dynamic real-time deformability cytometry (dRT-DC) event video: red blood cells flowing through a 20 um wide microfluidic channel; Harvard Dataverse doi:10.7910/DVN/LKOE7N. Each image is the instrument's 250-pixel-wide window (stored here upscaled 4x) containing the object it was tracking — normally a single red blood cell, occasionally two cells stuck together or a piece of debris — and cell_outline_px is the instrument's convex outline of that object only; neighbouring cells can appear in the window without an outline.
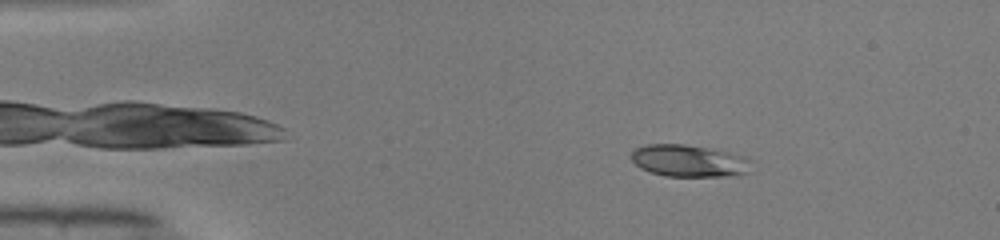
{"species": "common noctule bat (a hibernating species)", "species_latin": "Nyctalus noctula", "temperature_condition": "warm", "stored_images_in_passage": 49, "camera_frame_rate_fps": 3000, "um_per_image_px": 0.085, "animal": {"sex": "male", "body_mass_g": 19.0, "forearm_length_mm": 50.8}, "frame": {"image": 1, "passage_image": 8, "time_ms": 2.333, "image_size_px": [1000, 240], "cell_outline_px": [[752, 160], [748, 172], [736, 176], [664, 176], [648, 172], [640, 168], [632, 160], [632, 152], [636, 148], [644, 144], [684, 144], [728, 152], [744, 156]], "centroid_in_image_um": [58.56, 13.68], "position_along_channel_um": 26.4, "area_um2": 22.48}}
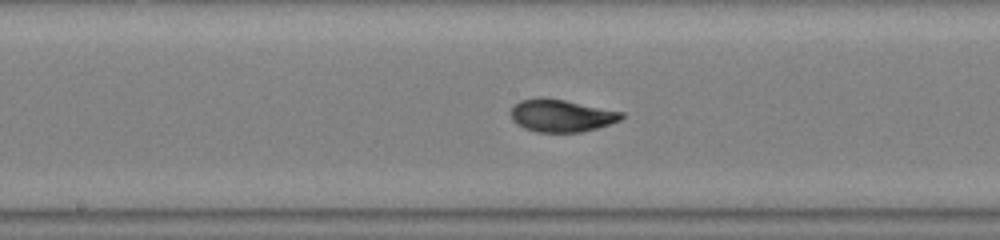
{"frame": {"image": 2, "passage_image": 26, "time_ms": 8.333, "image_size_px": [1000, 240], "cell_outline_px": [[624, 116], [620, 120], [596, 128], [580, 132], [536, 132], [524, 128], [516, 124], [512, 120], [512, 108], [520, 100], [540, 96], [564, 100], [624, 112]], "centroid_in_image_um": [47.69, 9.82], "position_along_channel_um": 200.5, "area_um2": 20.87}}
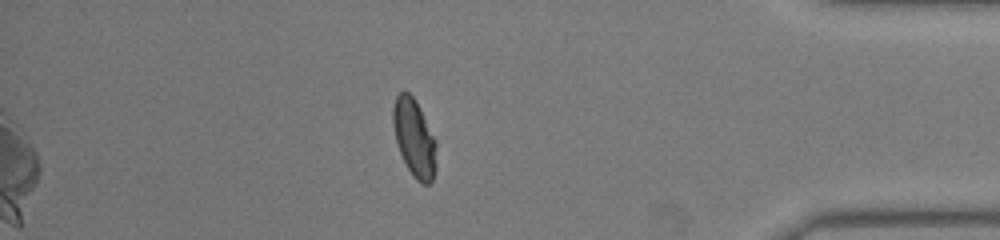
{"frame": {"image": 3, "passage_image": 43, "time_ms": 14.0, "image_size_px": [1000, 240], "cell_outline_px": [[436, 168], [432, 180], [428, 184], [420, 184], [416, 180], [408, 168], [400, 152], [396, 140], [392, 124], [392, 108], [396, 96], [400, 92], [408, 92], [416, 100], [436, 140]], "centroid_in_image_um": [35.22, 11.72], "position_along_channel_um": 400.0, "area_um2": 19.65}, "authors_computed_cell_mechanics": {"area_um2": 20.7502, "velocity_mm_per_s": 4.0911, "shape_relaxation_time_tau1_ms": 5.2451, "shape_relaxation_time_tau2_ms": 0.8595, "deformation_change_tau1": 0.2245, "deformation_change_tau2": 0.043}}